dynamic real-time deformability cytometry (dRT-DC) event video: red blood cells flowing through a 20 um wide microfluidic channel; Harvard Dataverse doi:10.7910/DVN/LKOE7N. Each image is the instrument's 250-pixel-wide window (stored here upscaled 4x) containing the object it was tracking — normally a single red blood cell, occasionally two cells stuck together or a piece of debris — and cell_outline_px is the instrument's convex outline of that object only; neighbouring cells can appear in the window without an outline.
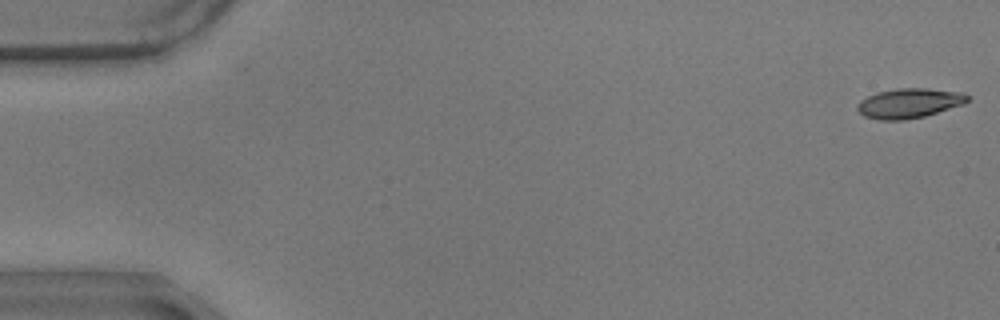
{"species": "common noctule bat (a hibernating species)", "species_latin": "Nyctalus noctula", "temperature_condition": "warm", "stored_images_in_passage": 57, "camera_frame_rate_fps": 3000, "um_per_image_px": 0.085, "animal": {"sex": "male", "body_mass_g": 17.9}, "frame": {"image": 1, "passage_image": 1, "time_ms": 0.0, "image_size_px": [1000, 320], "cell_outline_px": [[968, 100], [964, 104], [924, 116], [904, 120], [880, 120], [864, 116], [856, 108], [856, 104], [860, 100], [876, 92], [896, 88], [928, 88], [964, 92], [968, 96]], "centroid_in_image_um": [77.27, 8.76], "position_along_channel_um": 7.7, "area_um2": 19.19}}
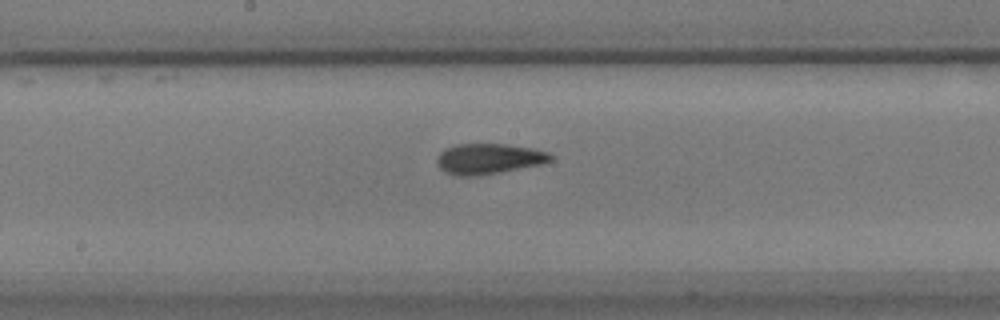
{"frame": {"image": 2, "passage_image": 30, "time_ms": 9.667, "image_size_px": [1000, 320], "cell_outline_px": [[552, 160], [540, 164], [480, 176], [456, 176], [444, 172], [436, 164], [436, 160], [440, 152], [444, 148], [456, 144], [504, 144], [532, 148], [548, 152], [552, 156]], "centroid_in_image_um": [41.48, 13.5], "position_along_channel_um": 206.7, "area_um2": 20.29}}
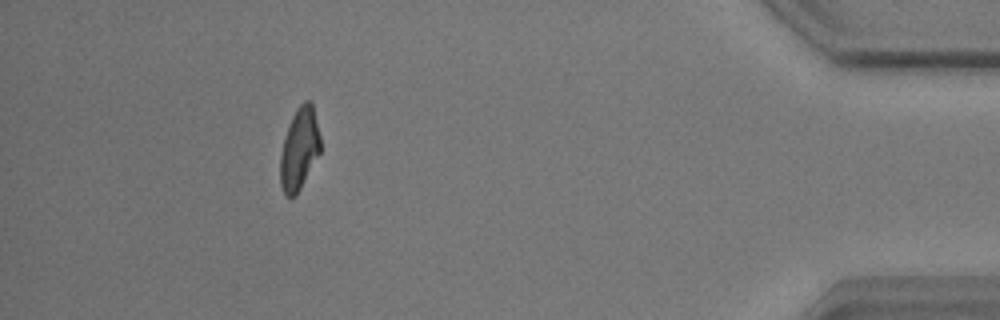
{"frame": {"image": 3, "passage_image": 52, "time_ms": 17.0, "image_size_px": [1000, 320], "cell_outline_px": [[320, 152], [296, 196], [284, 196], [280, 184], [280, 152], [292, 116], [296, 108], [304, 100], [308, 100], [312, 104], [320, 136]], "centroid_in_image_um": [25.43, 12.67], "position_along_channel_um": 409.8, "area_um2": 19.02}, "authors_computed_cell_mechanics": {"area_um2": 19.5942, "velocity_mm_per_s": 3.5263, "shape_relaxation_time_tau1_ms": 4.9326, "shape_relaxation_time_tau2_ms": 2.3411, "deformation_change_tau1": 0.1893, "deformation_change_tau2": 0.0946}}